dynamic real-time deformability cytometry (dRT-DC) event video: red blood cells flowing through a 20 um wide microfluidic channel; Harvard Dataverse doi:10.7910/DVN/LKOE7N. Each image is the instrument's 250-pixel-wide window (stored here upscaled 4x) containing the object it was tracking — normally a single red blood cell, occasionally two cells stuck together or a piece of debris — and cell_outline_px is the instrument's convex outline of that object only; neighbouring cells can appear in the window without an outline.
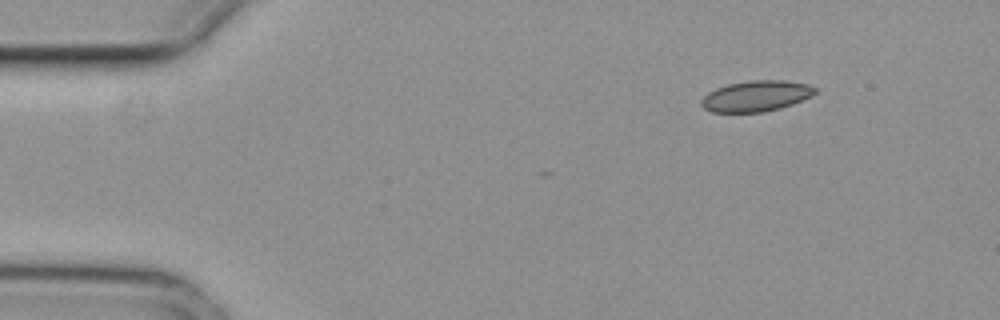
{"species": "common noctule bat (a hibernating species)", "species_latin": "Nyctalus noctula", "temperature_condition": "cold", "stored_images_in_passage": 2, "camera_frame_rate_fps": 3000, "um_per_image_px": 0.085, "animal": {"sex": "female", "body_mass_g": 29.2, "forearm_length_mm": 56.3}, "frame": {"image": 1, "passage_image": 2, "time_ms": 0.333, "image_size_px": [1000, 320], "cell_outline_px": [[816, 92], [812, 96], [804, 100], [780, 108], [764, 112], [712, 112], [704, 108], [700, 104], [700, 100], [708, 92], [716, 88], [728, 84], [752, 80], [784, 80], [808, 84], [816, 88]], "centroid_in_image_um": [64.27, 8.16], "position_along_channel_um": 20.7, "area_um2": 20.52}}